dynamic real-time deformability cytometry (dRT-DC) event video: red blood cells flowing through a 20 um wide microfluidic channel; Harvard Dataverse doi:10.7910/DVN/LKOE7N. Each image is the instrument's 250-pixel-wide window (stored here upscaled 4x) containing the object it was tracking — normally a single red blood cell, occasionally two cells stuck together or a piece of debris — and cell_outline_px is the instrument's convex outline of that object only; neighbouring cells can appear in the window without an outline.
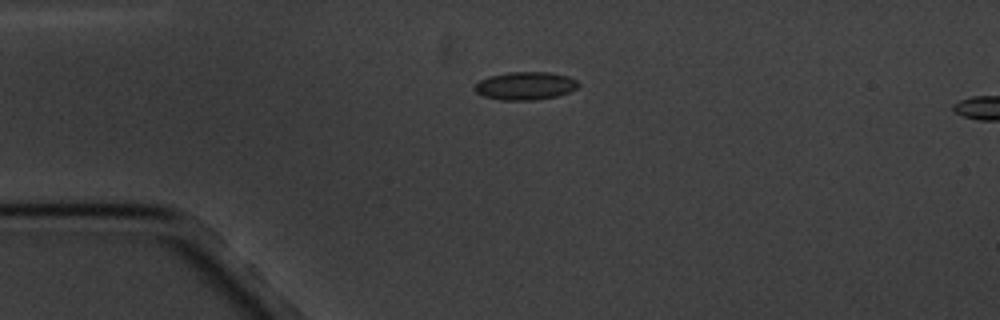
{"species": "common noctule bat (a hibernating species)", "species_latin": "Nyctalus noctula", "temperature_condition": "cold", "stored_images_in_passage": 2, "camera_frame_rate_fps": 3000, "um_per_image_px": 0.085, "animal": {"sex": "male", "body_mass_g": 20.1, "forearm_length_mm": 53.5}, "frame": {"image": 1, "passage_image": 1, "time_ms": 0.0, "image_size_px": [1000, 320], "cell_outline_px": [[580, 84], [576, 88], [568, 92], [556, 96], [536, 100], [500, 100], [484, 96], [476, 92], [472, 88], [480, 80], [488, 76], [508, 72], [548, 72], [568, 76], [576, 80]], "centroid_in_image_um": [44.63, 7.29], "position_along_channel_um": 40.4, "area_um2": 16.94}}